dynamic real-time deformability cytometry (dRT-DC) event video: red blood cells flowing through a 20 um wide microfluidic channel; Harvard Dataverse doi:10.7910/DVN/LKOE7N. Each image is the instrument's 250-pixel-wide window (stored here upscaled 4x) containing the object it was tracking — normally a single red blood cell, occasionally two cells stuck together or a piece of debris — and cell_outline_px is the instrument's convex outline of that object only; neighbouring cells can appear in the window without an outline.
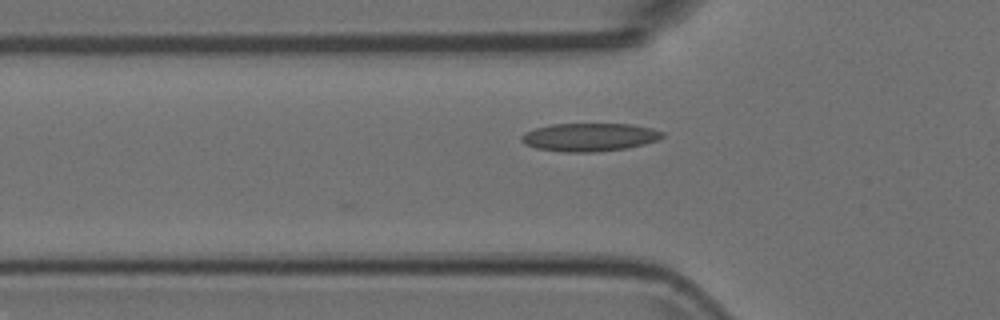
{"species": "Egyptian fruit bat (a non-hibernating species)", "species_latin": "Rousettus aegyptiacus", "temperature_condition": "room temperature", "stored_images_in_passage": 26, "camera_frame_rate_fps": 3000, "um_per_image_px": 0.085, "animal": {"sex": "female"}, "frame": {"image": 1, "passage_image": 2, "time_ms": 0.333, "image_size_px": [1000, 320], "cell_outline_px": [[664, 136], [656, 140], [644, 144], [628, 148], [596, 152], [564, 152], [536, 148], [524, 144], [520, 140], [520, 136], [524, 132], [536, 128], [552, 124], [632, 124], [652, 128], [664, 132]], "centroid_in_image_um": [50.09, 11.66], "position_along_channel_um": 75.7, "area_um2": 23.24}}
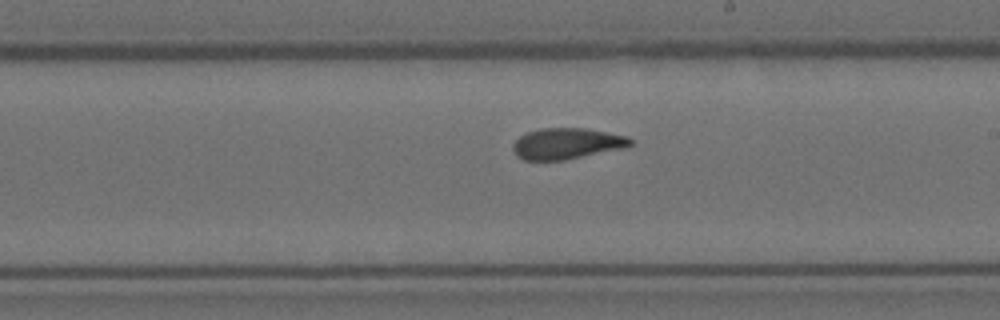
{"frame": {"image": 2, "passage_image": 15, "time_ms": 4.667, "image_size_px": [1000, 320], "cell_outline_px": [[632, 144], [624, 148], [564, 160], [524, 160], [516, 156], [512, 148], [512, 144], [520, 136], [528, 132], [540, 128], [588, 128], [628, 136], [632, 140]], "centroid_in_image_um": [48.17, 12.2], "position_along_channel_um": 240.8, "area_um2": 21.33}}
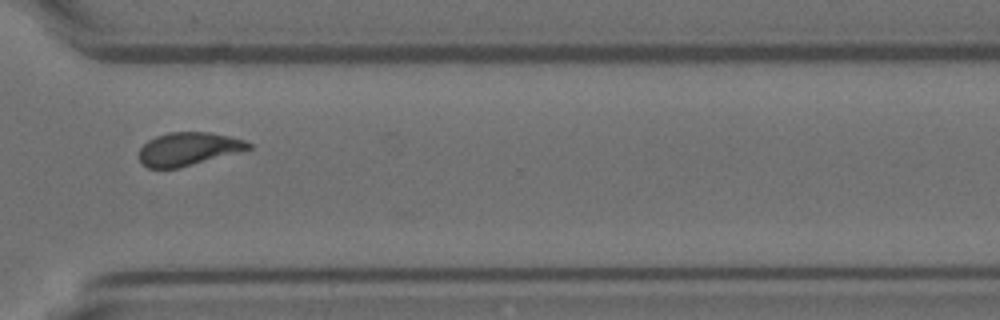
{"frame": {"image": 3, "passage_image": 24, "time_ms": 7.667, "image_size_px": [1000, 320], "cell_outline_px": [[252, 148], [176, 168], [148, 168], [140, 160], [140, 148], [148, 140], [156, 136], [168, 132], [208, 132], [228, 136], [244, 140], [252, 144]], "centroid_in_image_um": [15.98, 12.64], "position_along_channel_um": 354.6, "area_um2": 20.63}}